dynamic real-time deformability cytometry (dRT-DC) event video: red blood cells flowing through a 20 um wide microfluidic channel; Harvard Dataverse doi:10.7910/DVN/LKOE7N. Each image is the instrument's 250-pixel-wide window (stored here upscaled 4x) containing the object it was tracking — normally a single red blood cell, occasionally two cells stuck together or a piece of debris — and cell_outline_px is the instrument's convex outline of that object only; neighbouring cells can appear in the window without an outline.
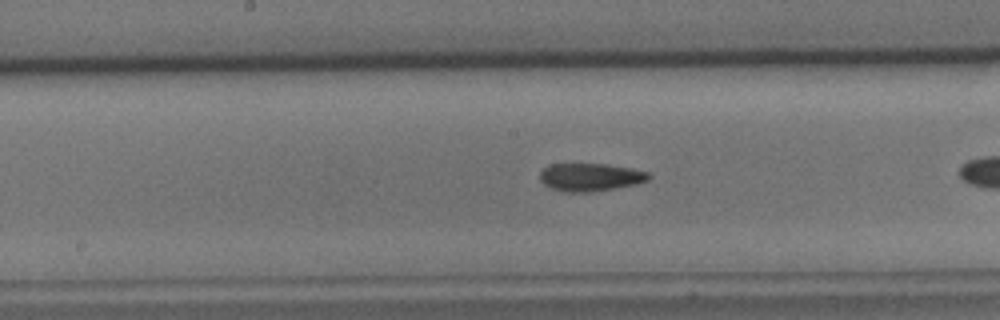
{"species": "common noctule bat (a hibernating species)", "species_latin": "Nyctalus noctula", "temperature_condition": "cold", "stored_images_in_passage": 29, "camera_frame_rate_fps": 3000, "um_per_image_px": 0.085, "animal": {"sex": "male", "body_mass_g": 15.6}, "frame": {"image": 1, "passage_image": 13, "time_ms": 4.0, "image_size_px": [1000, 320], "cell_outline_px": [[652, 176], [648, 180], [636, 184], [592, 192], [564, 192], [552, 188], [544, 184], [540, 180], [540, 172], [544, 168], [552, 164], [604, 164], [632, 168], [648, 172]], "centroid_in_image_um": [50.19, 15.06], "position_along_channel_um": 198.0, "area_um2": 17.63}}
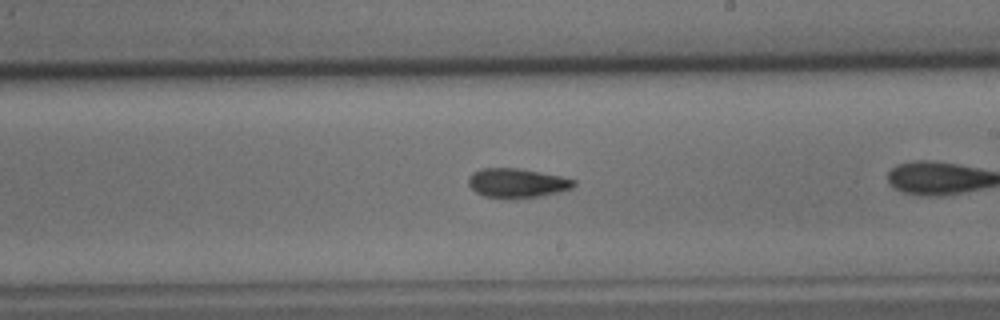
{"frame": {"image": 2, "passage_image": 17, "time_ms": 5.333, "image_size_px": [1000, 320], "cell_outline_px": [[576, 184], [572, 188], [560, 192], [540, 196], [484, 196], [476, 192], [468, 184], [468, 176], [472, 172], [480, 168], [516, 168], [560, 176], [576, 180]], "centroid_in_image_um": [43.94, 15.52], "position_along_channel_um": 245.1, "area_um2": 17.46}}